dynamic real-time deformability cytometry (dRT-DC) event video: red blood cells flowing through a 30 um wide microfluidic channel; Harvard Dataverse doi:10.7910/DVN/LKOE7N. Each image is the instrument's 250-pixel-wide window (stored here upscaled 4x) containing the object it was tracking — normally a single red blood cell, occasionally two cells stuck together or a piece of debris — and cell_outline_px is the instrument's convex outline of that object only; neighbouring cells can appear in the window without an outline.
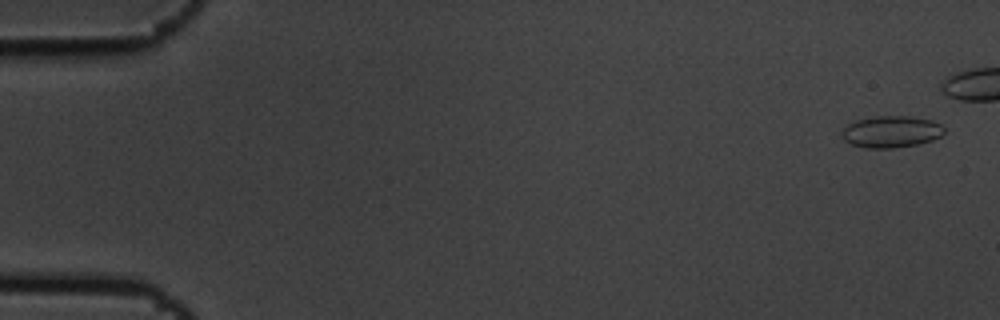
{"species": "common noctule bat (a hibernating species)", "species_latin": "Nyctalus noctula", "temperature_condition": "cold", "stored_images_in_passage": 4, "camera_frame_rate_fps": 3000, "um_per_image_px": 0.085, "animal": {"sex": "male", "body_mass_g": 19.5, "forearm_length_mm": 54.6}, "frame": {"image": 1, "passage_image": 1, "time_ms": 0.0, "image_size_px": [1000, 320], "cell_outline_px": [[944, 132], [940, 136], [932, 140], [920, 144], [892, 148], [864, 148], [852, 144], [844, 140], [840, 132], [848, 124], [856, 120], [876, 116], [908, 116], [932, 120], [940, 124], [944, 128]], "centroid_in_image_um": [75.74, 11.2], "position_along_channel_um": 9.3, "area_um2": 18.96}}